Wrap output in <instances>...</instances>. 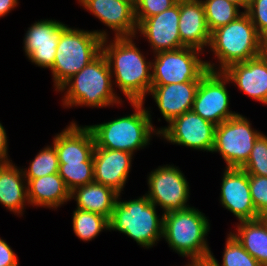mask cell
<instances>
[{"label":"cell","mask_w":267,"mask_h":266,"mask_svg":"<svg viewBox=\"0 0 267 266\" xmlns=\"http://www.w3.org/2000/svg\"><path fill=\"white\" fill-rule=\"evenodd\" d=\"M262 133L252 128L250 120L239 113L216 125L212 153L221 155L226 163L225 168H241Z\"/></svg>","instance_id":"obj_8"},{"label":"cell","mask_w":267,"mask_h":266,"mask_svg":"<svg viewBox=\"0 0 267 266\" xmlns=\"http://www.w3.org/2000/svg\"><path fill=\"white\" fill-rule=\"evenodd\" d=\"M227 84H230V79L223 72L208 70L201 77L192 111L215 125L237 116L238 112L229 109Z\"/></svg>","instance_id":"obj_11"},{"label":"cell","mask_w":267,"mask_h":266,"mask_svg":"<svg viewBox=\"0 0 267 266\" xmlns=\"http://www.w3.org/2000/svg\"><path fill=\"white\" fill-rule=\"evenodd\" d=\"M52 145L57 151L59 163L86 162L92 155L95 142L91 130L86 125L71 121L66 128L56 133Z\"/></svg>","instance_id":"obj_20"},{"label":"cell","mask_w":267,"mask_h":266,"mask_svg":"<svg viewBox=\"0 0 267 266\" xmlns=\"http://www.w3.org/2000/svg\"><path fill=\"white\" fill-rule=\"evenodd\" d=\"M189 266H217L210 258L188 262Z\"/></svg>","instance_id":"obj_38"},{"label":"cell","mask_w":267,"mask_h":266,"mask_svg":"<svg viewBox=\"0 0 267 266\" xmlns=\"http://www.w3.org/2000/svg\"><path fill=\"white\" fill-rule=\"evenodd\" d=\"M134 156L126 151L94 148V182L106 185L118 194H123Z\"/></svg>","instance_id":"obj_17"},{"label":"cell","mask_w":267,"mask_h":266,"mask_svg":"<svg viewBox=\"0 0 267 266\" xmlns=\"http://www.w3.org/2000/svg\"><path fill=\"white\" fill-rule=\"evenodd\" d=\"M206 22L210 32H213L219 27L225 26L228 23L236 20L244 12L240 11V7L227 0H200Z\"/></svg>","instance_id":"obj_27"},{"label":"cell","mask_w":267,"mask_h":266,"mask_svg":"<svg viewBox=\"0 0 267 266\" xmlns=\"http://www.w3.org/2000/svg\"><path fill=\"white\" fill-rule=\"evenodd\" d=\"M27 181L30 206L57 209L71 201V191L67 188L59 173L49 174Z\"/></svg>","instance_id":"obj_23"},{"label":"cell","mask_w":267,"mask_h":266,"mask_svg":"<svg viewBox=\"0 0 267 266\" xmlns=\"http://www.w3.org/2000/svg\"><path fill=\"white\" fill-rule=\"evenodd\" d=\"M59 175L71 192L79 186L94 182L93 155L86 162L59 163Z\"/></svg>","instance_id":"obj_29"},{"label":"cell","mask_w":267,"mask_h":266,"mask_svg":"<svg viewBox=\"0 0 267 266\" xmlns=\"http://www.w3.org/2000/svg\"><path fill=\"white\" fill-rule=\"evenodd\" d=\"M179 33L185 47L205 52L211 32L200 0H179ZM205 48V49H204Z\"/></svg>","instance_id":"obj_21"},{"label":"cell","mask_w":267,"mask_h":266,"mask_svg":"<svg viewBox=\"0 0 267 266\" xmlns=\"http://www.w3.org/2000/svg\"><path fill=\"white\" fill-rule=\"evenodd\" d=\"M163 235L169 248L189 262L207 259L210 256L207 236L210 220L194 206L182 211L163 214Z\"/></svg>","instance_id":"obj_6"},{"label":"cell","mask_w":267,"mask_h":266,"mask_svg":"<svg viewBox=\"0 0 267 266\" xmlns=\"http://www.w3.org/2000/svg\"><path fill=\"white\" fill-rule=\"evenodd\" d=\"M200 81L151 85L152 95L160 114L169 124L173 119L191 111Z\"/></svg>","instance_id":"obj_19"},{"label":"cell","mask_w":267,"mask_h":266,"mask_svg":"<svg viewBox=\"0 0 267 266\" xmlns=\"http://www.w3.org/2000/svg\"><path fill=\"white\" fill-rule=\"evenodd\" d=\"M216 125L192 110L159 128V137L173 145L212 153Z\"/></svg>","instance_id":"obj_12"},{"label":"cell","mask_w":267,"mask_h":266,"mask_svg":"<svg viewBox=\"0 0 267 266\" xmlns=\"http://www.w3.org/2000/svg\"><path fill=\"white\" fill-rule=\"evenodd\" d=\"M259 218L264 222V224H265L266 227H267V213H266V214H262V215H260Z\"/></svg>","instance_id":"obj_41"},{"label":"cell","mask_w":267,"mask_h":266,"mask_svg":"<svg viewBox=\"0 0 267 266\" xmlns=\"http://www.w3.org/2000/svg\"><path fill=\"white\" fill-rule=\"evenodd\" d=\"M147 177L148 191L145 195L163 209L162 214L191 207L187 203L190 198L189 182L178 166H158Z\"/></svg>","instance_id":"obj_10"},{"label":"cell","mask_w":267,"mask_h":266,"mask_svg":"<svg viewBox=\"0 0 267 266\" xmlns=\"http://www.w3.org/2000/svg\"><path fill=\"white\" fill-rule=\"evenodd\" d=\"M120 1H136V0H120Z\"/></svg>","instance_id":"obj_42"},{"label":"cell","mask_w":267,"mask_h":266,"mask_svg":"<svg viewBox=\"0 0 267 266\" xmlns=\"http://www.w3.org/2000/svg\"><path fill=\"white\" fill-rule=\"evenodd\" d=\"M25 179H34L49 174L59 173V161L55 147L46 145L37 153L33 160L29 162V167H22Z\"/></svg>","instance_id":"obj_28"},{"label":"cell","mask_w":267,"mask_h":266,"mask_svg":"<svg viewBox=\"0 0 267 266\" xmlns=\"http://www.w3.org/2000/svg\"><path fill=\"white\" fill-rule=\"evenodd\" d=\"M105 27L114 32V37H132L137 33L135 1L120 0H77Z\"/></svg>","instance_id":"obj_16"},{"label":"cell","mask_w":267,"mask_h":266,"mask_svg":"<svg viewBox=\"0 0 267 266\" xmlns=\"http://www.w3.org/2000/svg\"><path fill=\"white\" fill-rule=\"evenodd\" d=\"M179 17V0H177L164 12L144 19L137 26L136 37H144L153 54L185 47L180 38Z\"/></svg>","instance_id":"obj_14"},{"label":"cell","mask_w":267,"mask_h":266,"mask_svg":"<svg viewBox=\"0 0 267 266\" xmlns=\"http://www.w3.org/2000/svg\"><path fill=\"white\" fill-rule=\"evenodd\" d=\"M227 1H230L238 5L241 9H243L244 12H246L250 3V0H227Z\"/></svg>","instance_id":"obj_39"},{"label":"cell","mask_w":267,"mask_h":266,"mask_svg":"<svg viewBox=\"0 0 267 266\" xmlns=\"http://www.w3.org/2000/svg\"><path fill=\"white\" fill-rule=\"evenodd\" d=\"M56 92L64 93L61 101L63 108H106L124 103L113 88L110 67L102 52Z\"/></svg>","instance_id":"obj_3"},{"label":"cell","mask_w":267,"mask_h":266,"mask_svg":"<svg viewBox=\"0 0 267 266\" xmlns=\"http://www.w3.org/2000/svg\"><path fill=\"white\" fill-rule=\"evenodd\" d=\"M109 35L107 29L89 31L69 25L61 29L55 61L50 68L54 91L102 52V41Z\"/></svg>","instance_id":"obj_5"},{"label":"cell","mask_w":267,"mask_h":266,"mask_svg":"<svg viewBox=\"0 0 267 266\" xmlns=\"http://www.w3.org/2000/svg\"><path fill=\"white\" fill-rule=\"evenodd\" d=\"M19 4V0H0V18L7 16Z\"/></svg>","instance_id":"obj_37"},{"label":"cell","mask_w":267,"mask_h":266,"mask_svg":"<svg viewBox=\"0 0 267 266\" xmlns=\"http://www.w3.org/2000/svg\"><path fill=\"white\" fill-rule=\"evenodd\" d=\"M72 227L78 239L88 242L95 239L102 231H109V219L98 213L75 208Z\"/></svg>","instance_id":"obj_26"},{"label":"cell","mask_w":267,"mask_h":266,"mask_svg":"<svg viewBox=\"0 0 267 266\" xmlns=\"http://www.w3.org/2000/svg\"><path fill=\"white\" fill-rule=\"evenodd\" d=\"M176 2L177 0H136L134 6L137 26L144 19L164 12Z\"/></svg>","instance_id":"obj_32"},{"label":"cell","mask_w":267,"mask_h":266,"mask_svg":"<svg viewBox=\"0 0 267 266\" xmlns=\"http://www.w3.org/2000/svg\"><path fill=\"white\" fill-rule=\"evenodd\" d=\"M138 37H113L102 41L112 75L113 87L118 88L128 103L144 102L152 85V61L144 56L134 40ZM148 60V61H147Z\"/></svg>","instance_id":"obj_1"},{"label":"cell","mask_w":267,"mask_h":266,"mask_svg":"<svg viewBox=\"0 0 267 266\" xmlns=\"http://www.w3.org/2000/svg\"><path fill=\"white\" fill-rule=\"evenodd\" d=\"M222 257L220 265L212 252L209 256L217 266H261L259 262L243 248L242 244L231 232L226 236Z\"/></svg>","instance_id":"obj_30"},{"label":"cell","mask_w":267,"mask_h":266,"mask_svg":"<svg viewBox=\"0 0 267 266\" xmlns=\"http://www.w3.org/2000/svg\"><path fill=\"white\" fill-rule=\"evenodd\" d=\"M246 13L256 27L258 34H267V0H250Z\"/></svg>","instance_id":"obj_34"},{"label":"cell","mask_w":267,"mask_h":266,"mask_svg":"<svg viewBox=\"0 0 267 266\" xmlns=\"http://www.w3.org/2000/svg\"><path fill=\"white\" fill-rule=\"evenodd\" d=\"M261 55L267 59V34L261 37Z\"/></svg>","instance_id":"obj_40"},{"label":"cell","mask_w":267,"mask_h":266,"mask_svg":"<svg viewBox=\"0 0 267 266\" xmlns=\"http://www.w3.org/2000/svg\"><path fill=\"white\" fill-rule=\"evenodd\" d=\"M200 54L204 55L202 51L191 47L152 54V85L200 81L208 71Z\"/></svg>","instance_id":"obj_9"},{"label":"cell","mask_w":267,"mask_h":266,"mask_svg":"<svg viewBox=\"0 0 267 266\" xmlns=\"http://www.w3.org/2000/svg\"><path fill=\"white\" fill-rule=\"evenodd\" d=\"M133 113L107 122L86 125L92 132L95 148L135 153L150 145L153 136L159 137V128L152 124L150 107L144 102H130Z\"/></svg>","instance_id":"obj_2"},{"label":"cell","mask_w":267,"mask_h":266,"mask_svg":"<svg viewBox=\"0 0 267 266\" xmlns=\"http://www.w3.org/2000/svg\"><path fill=\"white\" fill-rule=\"evenodd\" d=\"M209 48L217 61L213 63L205 60L207 69L223 72L232 64L259 56L261 36L251 22L250 16L244 12L236 20L211 32Z\"/></svg>","instance_id":"obj_4"},{"label":"cell","mask_w":267,"mask_h":266,"mask_svg":"<svg viewBox=\"0 0 267 266\" xmlns=\"http://www.w3.org/2000/svg\"><path fill=\"white\" fill-rule=\"evenodd\" d=\"M219 202L238 222L260 217L250 193L249 175L241 168H225L222 175Z\"/></svg>","instance_id":"obj_15"},{"label":"cell","mask_w":267,"mask_h":266,"mask_svg":"<svg viewBox=\"0 0 267 266\" xmlns=\"http://www.w3.org/2000/svg\"><path fill=\"white\" fill-rule=\"evenodd\" d=\"M76 201V208L101 214L110 219L118 193L106 185L92 182L75 188L71 200Z\"/></svg>","instance_id":"obj_24"},{"label":"cell","mask_w":267,"mask_h":266,"mask_svg":"<svg viewBox=\"0 0 267 266\" xmlns=\"http://www.w3.org/2000/svg\"><path fill=\"white\" fill-rule=\"evenodd\" d=\"M231 232L261 266H267V227L260 219L239 221Z\"/></svg>","instance_id":"obj_25"},{"label":"cell","mask_w":267,"mask_h":266,"mask_svg":"<svg viewBox=\"0 0 267 266\" xmlns=\"http://www.w3.org/2000/svg\"><path fill=\"white\" fill-rule=\"evenodd\" d=\"M120 197L121 194H118L109 219V231L127 235L145 249L156 246L163 239L164 220L163 214H157L158 207L145 194L128 201H123Z\"/></svg>","instance_id":"obj_7"},{"label":"cell","mask_w":267,"mask_h":266,"mask_svg":"<svg viewBox=\"0 0 267 266\" xmlns=\"http://www.w3.org/2000/svg\"><path fill=\"white\" fill-rule=\"evenodd\" d=\"M8 154V137L6 129L0 122V163L12 162Z\"/></svg>","instance_id":"obj_36"},{"label":"cell","mask_w":267,"mask_h":266,"mask_svg":"<svg viewBox=\"0 0 267 266\" xmlns=\"http://www.w3.org/2000/svg\"><path fill=\"white\" fill-rule=\"evenodd\" d=\"M65 25L55 19H41L31 24L23 38L27 59L38 67L50 69L55 61L60 31Z\"/></svg>","instance_id":"obj_13"},{"label":"cell","mask_w":267,"mask_h":266,"mask_svg":"<svg viewBox=\"0 0 267 266\" xmlns=\"http://www.w3.org/2000/svg\"><path fill=\"white\" fill-rule=\"evenodd\" d=\"M223 73L240 91L267 106V59L261 54L232 64Z\"/></svg>","instance_id":"obj_18"},{"label":"cell","mask_w":267,"mask_h":266,"mask_svg":"<svg viewBox=\"0 0 267 266\" xmlns=\"http://www.w3.org/2000/svg\"><path fill=\"white\" fill-rule=\"evenodd\" d=\"M249 187L253 204L259 215L267 213V177L249 175Z\"/></svg>","instance_id":"obj_33"},{"label":"cell","mask_w":267,"mask_h":266,"mask_svg":"<svg viewBox=\"0 0 267 266\" xmlns=\"http://www.w3.org/2000/svg\"><path fill=\"white\" fill-rule=\"evenodd\" d=\"M0 204L20 217L25 212V206L30 205L22 168L13 162L0 163Z\"/></svg>","instance_id":"obj_22"},{"label":"cell","mask_w":267,"mask_h":266,"mask_svg":"<svg viewBox=\"0 0 267 266\" xmlns=\"http://www.w3.org/2000/svg\"><path fill=\"white\" fill-rule=\"evenodd\" d=\"M0 266H19L17 254L2 237H0Z\"/></svg>","instance_id":"obj_35"},{"label":"cell","mask_w":267,"mask_h":266,"mask_svg":"<svg viewBox=\"0 0 267 266\" xmlns=\"http://www.w3.org/2000/svg\"><path fill=\"white\" fill-rule=\"evenodd\" d=\"M248 175L267 177V135L261 134L255 141L247 162L241 167Z\"/></svg>","instance_id":"obj_31"}]
</instances>
